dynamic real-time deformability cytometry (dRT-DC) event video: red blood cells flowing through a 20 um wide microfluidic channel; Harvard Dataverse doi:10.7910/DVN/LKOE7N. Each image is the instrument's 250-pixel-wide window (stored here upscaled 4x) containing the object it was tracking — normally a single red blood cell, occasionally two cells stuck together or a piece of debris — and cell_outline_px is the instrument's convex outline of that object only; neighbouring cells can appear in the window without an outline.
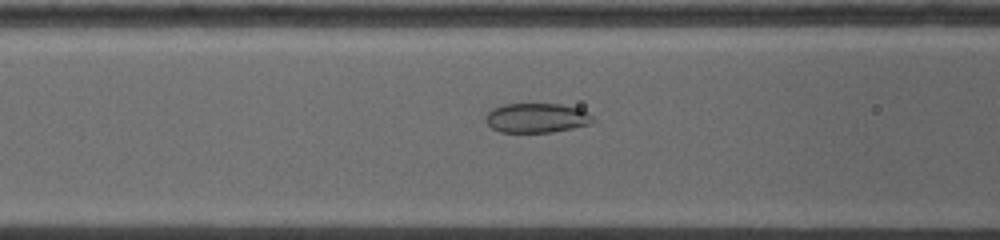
{"species": "common noctule bat (a hibernating species)", "species_latin": "Nyctalus noctula", "temperature_condition": "warm", "stored_images_in_passage": 11, "segment_of_instrument_passage": [1, 2], "camera_frame_rate_fps": 5000, "um_per_image_px": 0.085, "animal": {"sex": "female", "body_mass_g": 19.0, "forearm_length_mm": 53.3}, "frame": {"image": 1, "passage_image": 4, "time_ms": 1.2, "image_size_px": [1000, 240], "cell_outline_px": [[596, 120], [588, 124], [572, 128], [552, 132], [500, 132], [492, 128], [484, 120], [484, 116], [492, 108], [504, 104], [560, 104], [580, 108], [588, 112]], "centroid_in_image_um": [45.6, 10.02], "position_along_channel_um": 121.0, "area_um2": 18.55}}
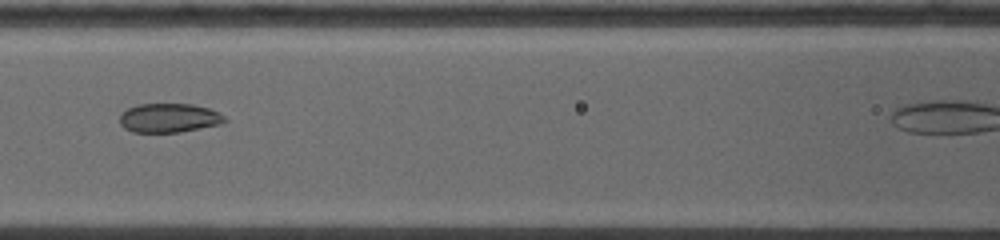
{"frame": {"image": 2, "passage_image": 6, "time_ms": 2.0, "image_size_px": [1000, 240], "cell_outline_px": [[228, 120], [220, 124], [180, 132], [132, 132], [124, 128], [120, 124], [120, 112], [136, 104], [192, 104], [208, 108], [220, 112]], "centroid_in_image_um": [14.35, 10.02], "position_along_channel_um": 152.2, "area_um2": 17.92}}
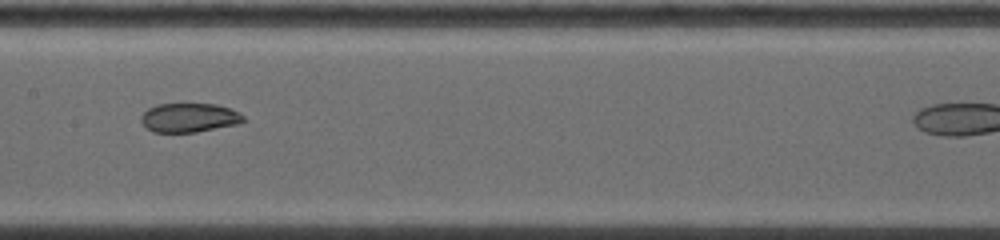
{"frame": {"image": 3, "passage_image": 9, "time_ms": 3.0, "image_size_px": [1000, 240], "cell_outline_px": [[248, 120], [236, 124], [196, 132], [152, 132], [140, 120], [140, 116], [148, 108], [156, 104], [216, 104], [232, 108], [240, 112]], "centroid_in_image_um": [16.11, 9.99], "position_along_channel_um": 191.3, "area_um2": 17.46}}